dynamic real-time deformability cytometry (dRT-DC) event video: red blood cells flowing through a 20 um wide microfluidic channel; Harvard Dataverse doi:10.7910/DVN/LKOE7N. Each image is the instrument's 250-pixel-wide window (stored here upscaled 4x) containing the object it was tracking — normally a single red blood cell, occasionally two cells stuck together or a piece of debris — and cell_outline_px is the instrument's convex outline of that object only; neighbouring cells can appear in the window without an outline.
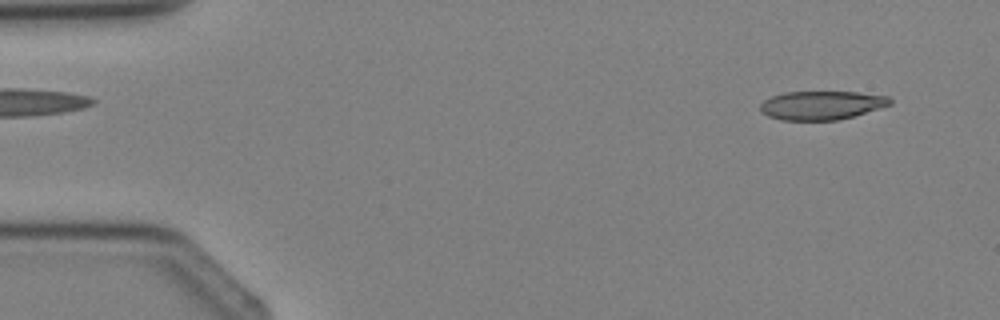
{"species": "Egyptian fruit bat (a non-hibernating species)", "species_latin": "Rousettus aegyptiacus", "temperature_condition": "cold", "stored_images_in_passage": 2, "camera_frame_rate_fps": 3000, "um_per_image_px": 0.085, "animal": {"sex": "female"}, "frame": {"image": 1, "passage_image": 2, "time_ms": 1.333, "image_size_px": [1000, 320], "cell_outline_px": [[892, 104], [880, 108], [852, 116], [836, 120], [780, 120], [768, 116], [760, 112], [760, 104], [764, 100], [772, 96], [784, 92], [856, 92], [888, 96], [892, 100]], "centroid_in_image_um": [69.81, 8.94], "position_along_channel_um": 15.2, "area_um2": 21.68}}